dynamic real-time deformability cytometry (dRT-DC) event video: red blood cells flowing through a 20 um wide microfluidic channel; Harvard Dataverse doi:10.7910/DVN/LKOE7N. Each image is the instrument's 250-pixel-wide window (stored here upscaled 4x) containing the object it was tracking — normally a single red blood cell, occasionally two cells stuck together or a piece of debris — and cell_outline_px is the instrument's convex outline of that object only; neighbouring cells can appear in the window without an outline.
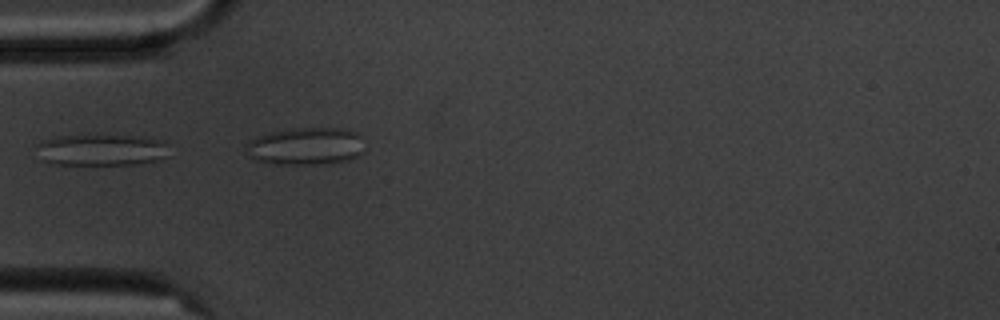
{"species": "common noctule bat (a hibernating species)", "species_latin": "Nyctalus noctula", "temperature_condition": "cold", "stored_images_in_passage": 4, "camera_frame_rate_fps": 3000, "um_per_image_px": 0.085, "animal": {"sex": "male", "body_mass_g": 20.1, "forearm_length_mm": 53.5}, "frame": {"image": 1, "passage_image": 3, "time_ms": 2.333, "image_size_px": [1000, 320], "cell_outline_px": [[164, 156], [160, 160], [136, 164], [52, 164], [44, 160], [36, 144], [40, 140], [56, 136], [80, 132], [96, 132], [140, 136], [164, 140]], "centroid_in_image_um": [8.55, 12.66], "position_along_channel_um": 76.4, "area_um2": 25.26}}